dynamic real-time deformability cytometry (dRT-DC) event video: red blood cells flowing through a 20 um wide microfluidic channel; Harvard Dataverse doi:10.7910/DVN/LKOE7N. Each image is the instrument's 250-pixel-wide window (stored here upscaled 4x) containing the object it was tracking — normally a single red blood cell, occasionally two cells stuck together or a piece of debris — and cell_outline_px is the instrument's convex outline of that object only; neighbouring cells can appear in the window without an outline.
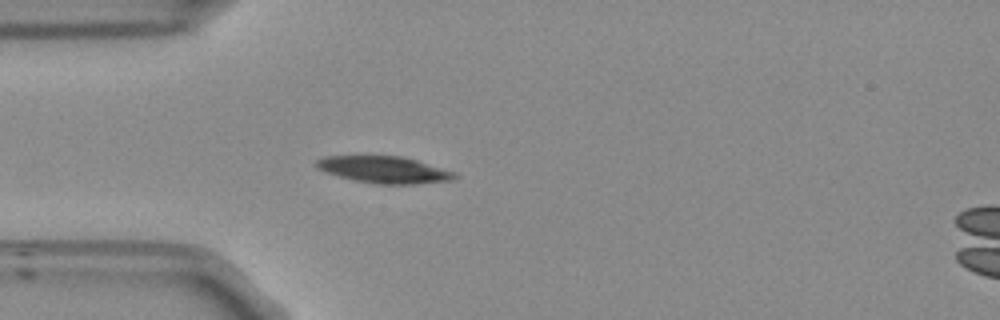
{"species": "Egyptian fruit bat (a non-hibernating species)", "species_latin": "Rousettus aegyptiacus", "temperature_condition": "room temperature", "stored_images_in_passage": 40, "camera_frame_rate_fps": 3000, "um_per_image_px": 0.085, "frame": {"image": 1, "passage_image": 1, "time_ms": 0.0, "image_size_px": [1000, 320], "cell_outline_px": [[460, 176], [452, 180], [412, 184], [376, 184], [356, 180], [324, 172], [316, 168], [312, 164], [316, 160], [324, 156], [400, 156], [416, 160], [456, 172]], "centroid_in_image_um": [32.63, 14.42], "position_along_channel_um": 52.4, "area_um2": 21.62}}
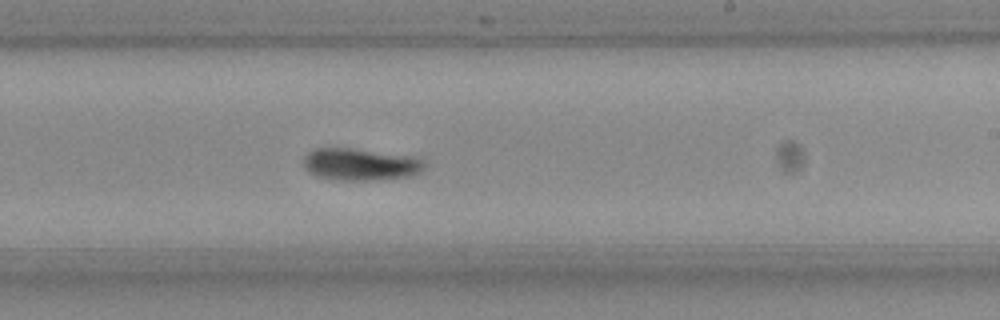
{"frame": {"image": 2, "passage_image": 18, "time_ms": 5.667, "image_size_px": [1000, 320], "cell_outline_px": [[428, 164], [420, 172], [412, 176], [376, 180], [340, 180], [316, 176], [308, 172], [304, 168], [304, 156], [312, 148], [352, 148], [420, 156]], "centroid_in_image_um": [30.7, 13.96], "position_along_channel_um": 258.3, "area_um2": 23.24}}
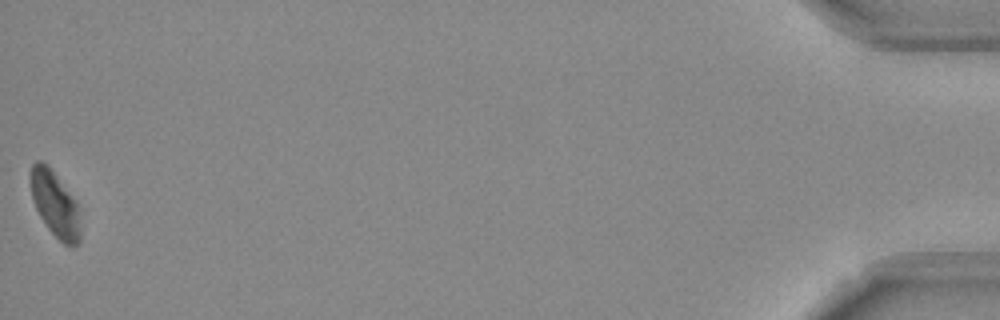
{"frame": {"image": 3, "passage_image": 40, "time_ms": 13.0, "image_size_px": [1000, 320], "cell_outline_px": [[80, 240], [76, 244], [64, 244], [48, 228], [40, 216], [32, 200], [28, 180], [28, 176], [32, 164], [36, 160], [40, 160], [48, 164], [76, 200], [80, 232]], "centroid_in_image_um": [4.61, 17.25], "position_along_channel_um": 430.6, "area_um2": 19.13}, "authors_computed_cell_mechanics": {"area_um2": 22.253, "velocity_mm_per_s": 3.747, "shape_relaxation_time_tau1_ms": 3.5646, "shape_relaxation_time_tau2_ms": null, "deformation_change_tau1": 0.1206, "deformation_change_tau2": null}}